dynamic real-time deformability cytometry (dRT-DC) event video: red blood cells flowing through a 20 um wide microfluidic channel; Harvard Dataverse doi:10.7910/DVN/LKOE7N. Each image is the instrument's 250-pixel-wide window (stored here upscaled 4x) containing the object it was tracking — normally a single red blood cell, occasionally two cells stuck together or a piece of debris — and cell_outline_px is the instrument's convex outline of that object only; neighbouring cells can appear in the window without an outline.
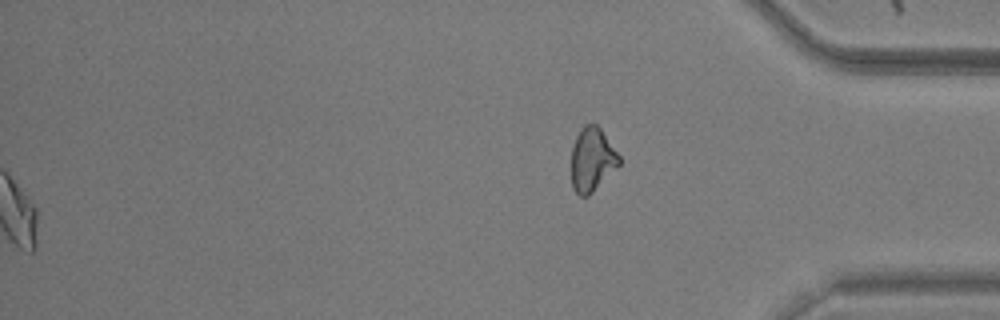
{"species": "common noctule bat (a hibernating species)", "species_latin": "Nyctalus noctula", "temperature_condition": "warm", "stored_images_in_passage": 53, "segment_of_instrument_passage": [2, 2], "camera_frame_rate_fps": 3000, "um_per_image_px": 0.085, "animal": {"sex": "male", "body_mass_g": 20.5, "forearm_length_mm": 52.5}, "frame": {"image": 1, "passage_image": 53, "time_ms": 17.333, "image_size_px": [1000, 320], "cell_outline_px": [[620, 164], [588, 196], [580, 196], [572, 188], [572, 148], [576, 136], [580, 128], [584, 124], [596, 124], [600, 128], [620, 156]], "centroid_in_image_um": [50.32, 13.55], "position_along_channel_um": 384.9, "area_um2": 17.57}}